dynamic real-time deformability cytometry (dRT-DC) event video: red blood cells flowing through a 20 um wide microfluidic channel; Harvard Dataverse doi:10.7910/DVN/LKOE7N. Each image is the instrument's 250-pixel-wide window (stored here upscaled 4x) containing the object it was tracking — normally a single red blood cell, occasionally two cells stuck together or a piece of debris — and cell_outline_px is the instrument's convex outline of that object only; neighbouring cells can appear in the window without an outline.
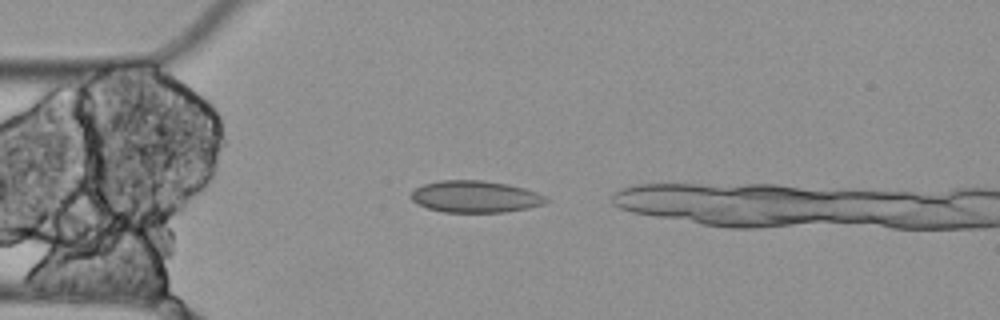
{"species": "Egyptian fruit bat (a non-hibernating species)", "species_latin": "Rousettus aegyptiacus", "temperature_condition": "cold", "stored_images_in_passage": 1, "camera_frame_rate_fps": 3000, "um_per_image_px": 0.085, "animal": {"sex": "female"}, "frame": {"image": 1, "passage_image": 1, "time_ms": 0.0, "image_size_px": [1000, 320], "cell_outline_px": [[552, 200], [544, 204], [528, 208], [504, 212], [444, 212], [428, 208], [416, 204], [408, 196], [416, 188], [424, 184], [440, 180], [480, 180], [508, 184], [524, 188], [536, 192]], "centroid_in_image_um": [40.39, 16.71], "position_along_channel_um": 44.6, "area_um2": 25.14}}